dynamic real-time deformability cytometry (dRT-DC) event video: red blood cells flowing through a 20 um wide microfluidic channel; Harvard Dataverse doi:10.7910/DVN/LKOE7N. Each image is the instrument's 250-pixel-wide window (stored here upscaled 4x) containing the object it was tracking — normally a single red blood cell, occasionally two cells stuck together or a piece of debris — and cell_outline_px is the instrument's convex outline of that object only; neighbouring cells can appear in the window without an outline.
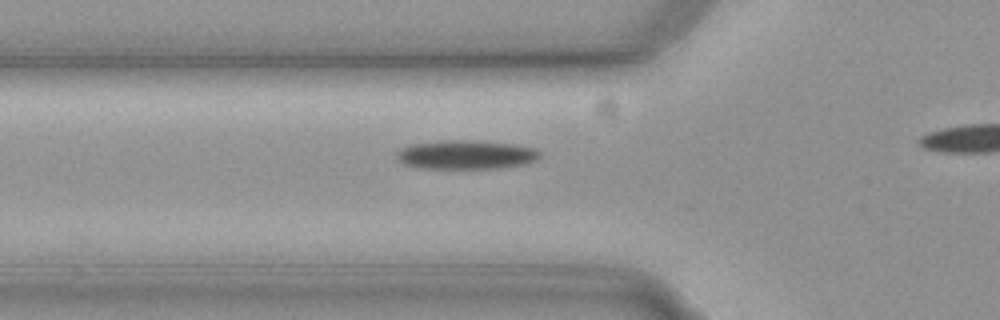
{"species": "common noctule bat (a hibernating species)", "species_latin": "Nyctalus noctula", "temperature_condition": "cold", "stored_images_in_passage": 28, "camera_frame_rate_fps": 3000, "um_per_image_px": 0.085, "animal": {"sex": "female", "body_mass_g": 19.3, "forearm_length_mm": 54.1}, "frame": {"image": 1, "passage_image": 2, "time_ms": 0.333, "image_size_px": [1000, 320], "cell_outline_px": [[540, 156], [524, 164], [496, 168], [416, 168], [404, 164], [396, 160], [396, 152], [400, 148], [412, 144], [444, 140], [472, 140], [508, 144], [532, 148], [540, 152]], "centroid_in_image_um": [39.49, 13.15], "position_along_channel_um": 86.3, "area_um2": 23.87}}
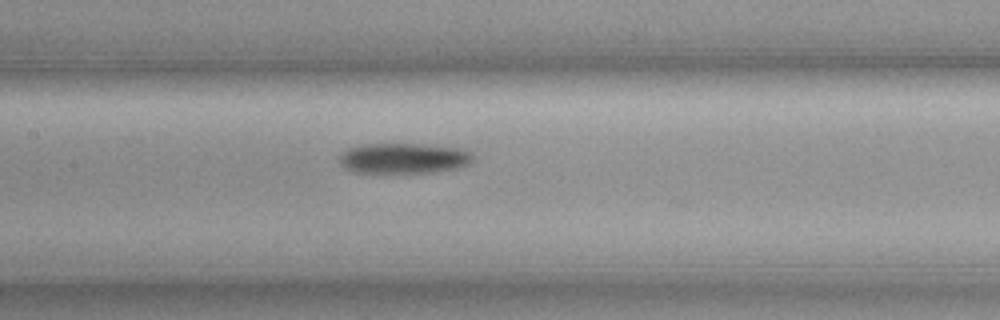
{"frame": {"image": 2, "passage_image": 9, "time_ms": 2.667, "image_size_px": [1000, 320], "cell_outline_px": [[476, 156], [472, 164], [456, 168], [436, 172], [356, 172], [340, 164], [340, 156], [348, 148], [364, 144], [428, 144], [464, 148], [472, 152]], "centroid_in_image_um": [34.45, 13.43], "position_along_channel_um": 173.0, "area_um2": 23.87}}
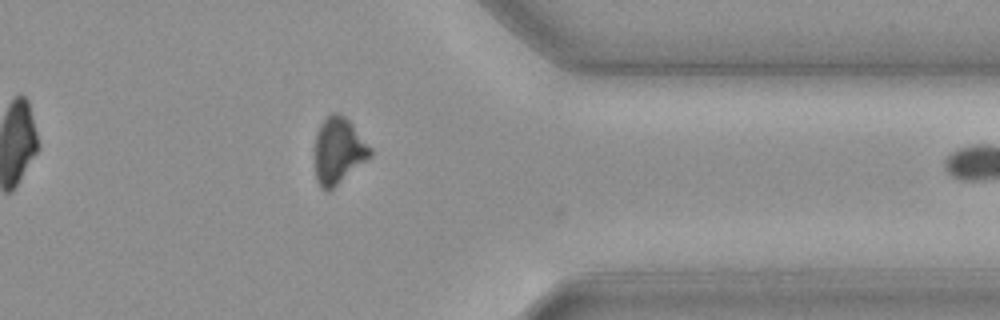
{"frame": {"image": 3, "passage_image": 27, "time_ms": 8.667, "image_size_px": [1000, 320], "cell_outline_px": [[372, 156], [328, 192], [324, 192], [320, 188], [316, 180], [312, 156], [316, 132], [320, 124], [332, 112], [336, 112], [344, 116], [352, 124], [372, 148]], "centroid_in_image_um": [28.71, 12.84], "position_along_channel_um": 382.7, "area_um2": 22.02}}